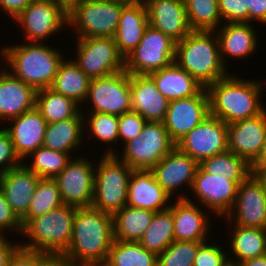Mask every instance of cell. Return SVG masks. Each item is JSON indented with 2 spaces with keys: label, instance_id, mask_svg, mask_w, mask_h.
<instances>
[{
  "label": "cell",
  "instance_id": "cell-1",
  "mask_svg": "<svg viewBox=\"0 0 266 266\" xmlns=\"http://www.w3.org/2000/svg\"><path fill=\"white\" fill-rule=\"evenodd\" d=\"M265 84L263 79H247L230 72L206 87L209 115L228 125L261 114L266 109L262 99Z\"/></svg>",
  "mask_w": 266,
  "mask_h": 266
},
{
  "label": "cell",
  "instance_id": "cell-2",
  "mask_svg": "<svg viewBox=\"0 0 266 266\" xmlns=\"http://www.w3.org/2000/svg\"><path fill=\"white\" fill-rule=\"evenodd\" d=\"M113 241L112 214L76 207L72 238L62 257L73 266H102Z\"/></svg>",
  "mask_w": 266,
  "mask_h": 266
},
{
  "label": "cell",
  "instance_id": "cell-3",
  "mask_svg": "<svg viewBox=\"0 0 266 266\" xmlns=\"http://www.w3.org/2000/svg\"><path fill=\"white\" fill-rule=\"evenodd\" d=\"M20 42L2 45V65L15 78L36 90L50 88L60 64L67 56L56 45ZM10 45V46H9ZM65 54V55H64ZM7 66H6V65Z\"/></svg>",
  "mask_w": 266,
  "mask_h": 266
},
{
  "label": "cell",
  "instance_id": "cell-4",
  "mask_svg": "<svg viewBox=\"0 0 266 266\" xmlns=\"http://www.w3.org/2000/svg\"><path fill=\"white\" fill-rule=\"evenodd\" d=\"M175 62L205 88L230 73L221 60L215 31H191L176 43Z\"/></svg>",
  "mask_w": 266,
  "mask_h": 266
},
{
  "label": "cell",
  "instance_id": "cell-5",
  "mask_svg": "<svg viewBox=\"0 0 266 266\" xmlns=\"http://www.w3.org/2000/svg\"><path fill=\"white\" fill-rule=\"evenodd\" d=\"M75 215L76 207L63 204L48 213L30 219L22 227L20 246L48 256H62L72 238Z\"/></svg>",
  "mask_w": 266,
  "mask_h": 266
},
{
  "label": "cell",
  "instance_id": "cell-6",
  "mask_svg": "<svg viewBox=\"0 0 266 266\" xmlns=\"http://www.w3.org/2000/svg\"><path fill=\"white\" fill-rule=\"evenodd\" d=\"M99 156L91 207L113 215L127 205L128 182L133 169L116 155Z\"/></svg>",
  "mask_w": 266,
  "mask_h": 266
},
{
  "label": "cell",
  "instance_id": "cell-7",
  "mask_svg": "<svg viewBox=\"0 0 266 266\" xmlns=\"http://www.w3.org/2000/svg\"><path fill=\"white\" fill-rule=\"evenodd\" d=\"M124 6L123 3L100 0L75 3L68 10V30L74 35L72 39L114 37Z\"/></svg>",
  "mask_w": 266,
  "mask_h": 266
},
{
  "label": "cell",
  "instance_id": "cell-8",
  "mask_svg": "<svg viewBox=\"0 0 266 266\" xmlns=\"http://www.w3.org/2000/svg\"><path fill=\"white\" fill-rule=\"evenodd\" d=\"M176 147L163 122H147L140 134L115 154L133 170H151ZM122 150V151H121Z\"/></svg>",
  "mask_w": 266,
  "mask_h": 266
},
{
  "label": "cell",
  "instance_id": "cell-9",
  "mask_svg": "<svg viewBox=\"0 0 266 266\" xmlns=\"http://www.w3.org/2000/svg\"><path fill=\"white\" fill-rule=\"evenodd\" d=\"M13 22L23 31L24 42L47 43L69 27L68 10L54 0H33Z\"/></svg>",
  "mask_w": 266,
  "mask_h": 266
},
{
  "label": "cell",
  "instance_id": "cell-10",
  "mask_svg": "<svg viewBox=\"0 0 266 266\" xmlns=\"http://www.w3.org/2000/svg\"><path fill=\"white\" fill-rule=\"evenodd\" d=\"M176 42L148 25L137 47L124 58V70L134 75H149L175 61Z\"/></svg>",
  "mask_w": 266,
  "mask_h": 266
},
{
  "label": "cell",
  "instance_id": "cell-11",
  "mask_svg": "<svg viewBox=\"0 0 266 266\" xmlns=\"http://www.w3.org/2000/svg\"><path fill=\"white\" fill-rule=\"evenodd\" d=\"M76 49L70 58L90 78L108 76L124 70V57L113 37L74 38Z\"/></svg>",
  "mask_w": 266,
  "mask_h": 266
},
{
  "label": "cell",
  "instance_id": "cell-12",
  "mask_svg": "<svg viewBox=\"0 0 266 266\" xmlns=\"http://www.w3.org/2000/svg\"><path fill=\"white\" fill-rule=\"evenodd\" d=\"M82 107L81 109H87L86 112L107 113L116 116L131 111L130 74L123 70L91 79L88 96Z\"/></svg>",
  "mask_w": 266,
  "mask_h": 266
},
{
  "label": "cell",
  "instance_id": "cell-13",
  "mask_svg": "<svg viewBox=\"0 0 266 266\" xmlns=\"http://www.w3.org/2000/svg\"><path fill=\"white\" fill-rule=\"evenodd\" d=\"M242 182L228 180V177L212 176L198 167L190 195L186 199L190 202L195 200L193 203L207 209L214 218L222 222V218L231 211Z\"/></svg>",
  "mask_w": 266,
  "mask_h": 266
},
{
  "label": "cell",
  "instance_id": "cell-14",
  "mask_svg": "<svg viewBox=\"0 0 266 266\" xmlns=\"http://www.w3.org/2000/svg\"><path fill=\"white\" fill-rule=\"evenodd\" d=\"M83 154L73 157L66 168L54 178L62 202L77 208L91 207L94 195L95 159L93 156L91 161L88 156L90 153Z\"/></svg>",
  "mask_w": 266,
  "mask_h": 266
},
{
  "label": "cell",
  "instance_id": "cell-15",
  "mask_svg": "<svg viewBox=\"0 0 266 266\" xmlns=\"http://www.w3.org/2000/svg\"><path fill=\"white\" fill-rule=\"evenodd\" d=\"M176 147L198 163L228 151L227 124L208 115L199 125L182 137Z\"/></svg>",
  "mask_w": 266,
  "mask_h": 266
},
{
  "label": "cell",
  "instance_id": "cell-16",
  "mask_svg": "<svg viewBox=\"0 0 266 266\" xmlns=\"http://www.w3.org/2000/svg\"><path fill=\"white\" fill-rule=\"evenodd\" d=\"M198 167L196 160L175 147L150 171L167 194L177 200L186 199L189 195Z\"/></svg>",
  "mask_w": 266,
  "mask_h": 266
},
{
  "label": "cell",
  "instance_id": "cell-17",
  "mask_svg": "<svg viewBox=\"0 0 266 266\" xmlns=\"http://www.w3.org/2000/svg\"><path fill=\"white\" fill-rule=\"evenodd\" d=\"M223 221L225 225L266 229V195L252 174L239 185L235 203Z\"/></svg>",
  "mask_w": 266,
  "mask_h": 266
},
{
  "label": "cell",
  "instance_id": "cell-18",
  "mask_svg": "<svg viewBox=\"0 0 266 266\" xmlns=\"http://www.w3.org/2000/svg\"><path fill=\"white\" fill-rule=\"evenodd\" d=\"M169 209L174 221L175 241L206 242L213 239L209 237L215 235L211 233L214 231L213 215L207 209L187 199L173 200Z\"/></svg>",
  "mask_w": 266,
  "mask_h": 266
},
{
  "label": "cell",
  "instance_id": "cell-19",
  "mask_svg": "<svg viewBox=\"0 0 266 266\" xmlns=\"http://www.w3.org/2000/svg\"><path fill=\"white\" fill-rule=\"evenodd\" d=\"M209 115V98L204 88L198 95L169 101L163 124L177 143Z\"/></svg>",
  "mask_w": 266,
  "mask_h": 266
},
{
  "label": "cell",
  "instance_id": "cell-20",
  "mask_svg": "<svg viewBox=\"0 0 266 266\" xmlns=\"http://www.w3.org/2000/svg\"><path fill=\"white\" fill-rule=\"evenodd\" d=\"M254 23H223L215 30L218 39L220 57L223 65L229 69L231 62L248 60L259 50V32ZM259 36V37H258ZM229 58L232 61H228ZM234 58V59H233ZM228 59V60H227ZM230 63L229 65L227 63ZM229 66V67H228Z\"/></svg>",
  "mask_w": 266,
  "mask_h": 266
},
{
  "label": "cell",
  "instance_id": "cell-21",
  "mask_svg": "<svg viewBox=\"0 0 266 266\" xmlns=\"http://www.w3.org/2000/svg\"><path fill=\"white\" fill-rule=\"evenodd\" d=\"M266 137V109L259 115L227 125L228 151L251 165L258 157Z\"/></svg>",
  "mask_w": 266,
  "mask_h": 266
},
{
  "label": "cell",
  "instance_id": "cell-22",
  "mask_svg": "<svg viewBox=\"0 0 266 266\" xmlns=\"http://www.w3.org/2000/svg\"><path fill=\"white\" fill-rule=\"evenodd\" d=\"M46 125V120L36 108L26 111L2 125L9 133L14 151L22 162L43 145Z\"/></svg>",
  "mask_w": 266,
  "mask_h": 266
},
{
  "label": "cell",
  "instance_id": "cell-23",
  "mask_svg": "<svg viewBox=\"0 0 266 266\" xmlns=\"http://www.w3.org/2000/svg\"><path fill=\"white\" fill-rule=\"evenodd\" d=\"M149 25L169 36L176 43L192 29L188 23L185 3L179 0H143Z\"/></svg>",
  "mask_w": 266,
  "mask_h": 266
},
{
  "label": "cell",
  "instance_id": "cell-24",
  "mask_svg": "<svg viewBox=\"0 0 266 266\" xmlns=\"http://www.w3.org/2000/svg\"><path fill=\"white\" fill-rule=\"evenodd\" d=\"M172 201L150 170H133L128 182L127 206L161 212L169 209Z\"/></svg>",
  "mask_w": 266,
  "mask_h": 266
},
{
  "label": "cell",
  "instance_id": "cell-25",
  "mask_svg": "<svg viewBox=\"0 0 266 266\" xmlns=\"http://www.w3.org/2000/svg\"><path fill=\"white\" fill-rule=\"evenodd\" d=\"M39 180L40 177L23 163L0 174V190L20 220L28 213Z\"/></svg>",
  "mask_w": 266,
  "mask_h": 266
},
{
  "label": "cell",
  "instance_id": "cell-26",
  "mask_svg": "<svg viewBox=\"0 0 266 266\" xmlns=\"http://www.w3.org/2000/svg\"><path fill=\"white\" fill-rule=\"evenodd\" d=\"M37 90L0 68V126L35 108Z\"/></svg>",
  "mask_w": 266,
  "mask_h": 266
},
{
  "label": "cell",
  "instance_id": "cell-27",
  "mask_svg": "<svg viewBox=\"0 0 266 266\" xmlns=\"http://www.w3.org/2000/svg\"><path fill=\"white\" fill-rule=\"evenodd\" d=\"M132 111L148 122H163L169 100L157 89L149 75L130 74Z\"/></svg>",
  "mask_w": 266,
  "mask_h": 266
},
{
  "label": "cell",
  "instance_id": "cell-28",
  "mask_svg": "<svg viewBox=\"0 0 266 266\" xmlns=\"http://www.w3.org/2000/svg\"><path fill=\"white\" fill-rule=\"evenodd\" d=\"M148 25V12L144 1L123 7L113 38L124 58L137 47Z\"/></svg>",
  "mask_w": 266,
  "mask_h": 266
},
{
  "label": "cell",
  "instance_id": "cell-29",
  "mask_svg": "<svg viewBox=\"0 0 266 266\" xmlns=\"http://www.w3.org/2000/svg\"><path fill=\"white\" fill-rule=\"evenodd\" d=\"M225 229L229 259L240 263L266 254V229L238 225H225Z\"/></svg>",
  "mask_w": 266,
  "mask_h": 266
},
{
  "label": "cell",
  "instance_id": "cell-30",
  "mask_svg": "<svg viewBox=\"0 0 266 266\" xmlns=\"http://www.w3.org/2000/svg\"><path fill=\"white\" fill-rule=\"evenodd\" d=\"M84 117H72L59 122L47 123L43 147L54 151L77 155L85 145ZM83 144V145H82Z\"/></svg>",
  "mask_w": 266,
  "mask_h": 266
},
{
  "label": "cell",
  "instance_id": "cell-31",
  "mask_svg": "<svg viewBox=\"0 0 266 266\" xmlns=\"http://www.w3.org/2000/svg\"><path fill=\"white\" fill-rule=\"evenodd\" d=\"M149 76L169 101L198 95L205 88L175 61Z\"/></svg>",
  "mask_w": 266,
  "mask_h": 266
},
{
  "label": "cell",
  "instance_id": "cell-32",
  "mask_svg": "<svg viewBox=\"0 0 266 266\" xmlns=\"http://www.w3.org/2000/svg\"><path fill=\"white\" fill-rule=\"evenodd\" d=\"M81 111L84 116L85 141L89 138L87 143H90V139L97 143L100 142L99 148H102L103 145L106 149L102 152L103 155H115L118 152L117 146L119 147V116L107 113L85 112V109H81Z\"/></svg>",
  "mask_w": 266,
  "mask_h": 266
},
{
  "label": "cell",
  "instance_id": "cell-33",
  "mask_svg": "<svg viewBox=\"0 0 266 266\" xmlns=\"http://www.w3.org/2000/svg\"><path fill=\"white\" fill-rule=\"evenodd\" d=\"M91 79L77 66L72 58L67 57L60 64L50 88L70 99L81 107L87 99Z\"/></svg>",
  "mask_w": 266,
  "mask_h": 266
},
{
  "label": "cell",
  "instance_id": "cell-34",
  "mask_svg": "<svg viewBox=\"0 0 266 266\" xmlns=\"http://www.w3.org/2000/svg\"><path fill=\"white\" fill-rule=\"evenodd\" d=\"M154 211L124 206L112 215L115 240L139 242L151 224Z\"/></svg>",
  "mask_w": 266,
  "mask_h": 266
},
{
  "label": "cell",
  "instance_id": "cell-35",
  "mask_svg": "<svg viewBox=\"0 0 266 266\" xmlns=\"http://www.w3.org/2000/svg\"><path fill=\"white\" fill-rule=\"evenodd\" d=\"M35 108L47 123L59 122L72 117H84L81 106L51 88L37 90Z\"/></svg>",
  "mask_w": 266,
  "mask_h": 266
},
{
  "label": "cell",
  "instance_id": "cell-36",
  "mask_svg": "<svg viewBox=\"0 0 266 266\" xmlns=\"http://www.w3.org/2000/svg\"><path fill=\"white\" fill-rule=\"evenodd\" d=\"M102 266H157V255L139 242L113 241Z\"/></svg>",
  "mask_w": 266,
  "mask_h": 266
},
{
  "label": "cell",
  "instance_id": "cell-37",
  "mask_svg": "<svg viewBox=\"0 0 266 266\" xmlns=\"http://www.w3.org/2000/svg\"><path fill=\"white\" fill-rule=\"evenodd\" d=\"M173 241H175V238L172 211L167 209L165 211L155 212L151 224L145 230L139 243L146 250L158 255Z\"/></svg>",
  "mask_w": 266,
  "mask_h": 266
},
{
  "label": "cell",
  "instance_id": "cell-38",
  "mask_svg": "<svg viewBox=\"0 0 266 266\" xmlns=\"http://www.w3.org/2000/svg\"><path fill=\"white\" fill-rule=\"evenodd\" d=\"M199 167L205 173L228 177L231 181H244L251 174V166L243 158L230 151L201 161Z\"/></svg>",
  "mask_w": 266,
  "mask_h": 266
},
{
  "label": "cell",
  "instance_id": "cell-39",
  "mask_svg": "<svg viewBox=\"0 0 266 266\" xmlns=\"http://www.w3.org/2000/svg\"><path fill=\"white\" fill-rule=\"evenodd\" d=\"M73 157L76 156L41 146L26 157L22 163L40 178L54 179L66 168Z\"/></svg>",
  "mask_w": 266,
  "mask_h": 266
},
{
  "label": "cell",
  "instance_id": "cell-40",
  "mask_svg": "<svg viewBox=\"0 0 266 266\" xmlns=\"http://www.w3.org/2000/svg\"><path fill=\"white\" fill-rule=\"evenodd\" d=\"M184 3L192 31H215L223 24L218 0H186Z\"/></svg>",
  "mask_w": 266,
  "mask_h": 266
},
{
  "label": "cell",
  "instance_id": "cell-41",
  "mask_svg": "<svg viewBox=\"0 0 266 266\" xmlns=\"http://www.w3.org/2000/svg\"><path fill=\"white\" fill-rule=\"evenodd\" d=\"M63 204L57 182L54 179L40 178L28 213L21 219L22 227L30 219L48 213Z\"/></svg>",
  "mask_w": 266,
  "mask_h": 266
},
{
  "label": "cell",
  "instance_id": "cell-42",
  "mask_svg": "<svg viewBox=\"0 0 266 266\" xmlns=\"http://www.w3.org/2000/svg\"><path fill=\"white\" fill-rule=\"evenodd\" d=\"M204 242L173 241L157 255V266H193L198 248Z\"/></svg>",
  "mask_w": 266,
  "mask_h": 266
},
{
  "label": "cell",
  "instance_id": "cell-43",
  "mask_svg": "<svg viewBox=\"0 0 266 266\" xmlns=\"http://www.w3.org/2000/svg\"><path fill=\"white\" fill-rule=\"evenodd\" d=\"M211 241V242H209ZM215 240L204 242L197 251L193 266H222L228 259L226 244ZM226 249V250H225Z\"/></svg>",
  "mask_w": 266,
  "mask_h": 266
},
{
  "label": "cell",
  "instance_id": "cell-44",
  "mask_svg": "<svg viewBox=\"0 0 266 266\" xmlns=\"http://www.w3.org/2000/svg\"><path fill=\"white\" fill-rule=\"evenodd\" d=\"M148 121L135 111H128L119 116L118 136L122 147L129 140L137 137Z\"/></svg>",
  "mask_w": 266,
  "mask_h": 266
},
{
  "label": "cell",
  "instance_id": "cell-45",
  "mask_svg": "<svg viewBox=\"0 0 266 266\" xmlns=\"http://www.w3.org/2000/svg\"><path fill=\"white\" fill-rule=\"evenodd\" d=\"M7 232V233H6ZM18 234L21 237L22 224L21 220L12 211L3 192L0 190V236H10ZM16 232V233H15ZM9 234V235H8Z\"/></svg>",
  "mask_w": 266,
  "mask_h": 266
},
{
  "label": "cell",
  "instance_id": "cell-46",
  "mask_svg": "<svg viewBox=\"0 0 266 266\" xmlns=\"http://www.w3.org/2000/svg\"><path fill=\"white\" fill-rule=\"evenodd\" d=\"M22 161L16 155L9 133L0 126V174L16 168Z\"/></svg>",
  "mask_w": 266,
  "mask_h": 266
},
{
  "label": "cell",
  "instance_id": "cell-47",
  "mask_svg": "<svg viewBox=\"0 0 266 266\" xmlns=\"http://www.w3.org/2000/svg\"><path fill=\"white\" fill-rule=\"evenodd\" d=\"M48 255L19 246L11 255L8 266H40Z\"/></svg>",
  "mask_w": 266,
  "mask_h": 266
},
{
  "label": "cell",
  "instance_id": "cell-48",
  "mask_svg": "<svg viewBox=\"0 0 266 266\" xmlns=\"http://www.w3.org/2000/svg\"><path fill=\"white\" fill-rule=\"evenodd\" d=\"M243 23H257L266 26V0H242Z\"/></svg>",
  "mask_w": 266,
  "mask_h": 266
},
{
  "label": "cell",
  "instance_id": "cell-49",
  "mask_svg": "<svg viewBox=\"0 0 266 266\" xmlns=\"http://www.w3.org/2000/svg\"><path fill=\"white\" fill-rule=\"evenodd\" d=\"M218 9L223 23H243L242 0H218Z\"/></svg>",
  "mask_w": 266,
  "mask_h": 266
},
{
  "label": "cell",
  "instance_id": "cell-50",
  "mask_svg": "<svg viewBox=\"0 0 266 266\" xmlns=\"http://www.w3.org/2000/svg\"><path fill=\"white\" fill-rule=\"evenodd\" d=\"M33 0H0V11L8 19H15Z\"/></svg>",
  "mask_w": 266,
  "mask_h": 266
},
{
  "label": "cell",
  "instance_id": "cell-51",
  "mask_svg": "<svg viewBox=\"0 0 266 266\" xmlns=\"http://www.w3.org/2000/svg\"><path fill=\"white\" fill-rule=\"evenodd\" d=\"M19 246V241L9 239V236H0V266H8L11 255Z\"/></svg>",
  "mask_w": 266,
  "mask_h": 266
},
{
  "label": "cell",
  "instance_id": "cell-52",
  "mask_svg": "<svg viewBox=\"0 0 266 266\" xmlns=\"http://www.w3.org/2000/svg\"><path fill=\"white\" fill-rule=\"evenodd\" d=\"M251 174L261 184L266 195V166H251Z\"/></svg>",
  "mask_w": 266,
  "mask_h": 266
},
{
  "label": "cell",
  "instance_id": "cell-53",
  "mask_svg": "<svg viewBox=\"0 0 266 266\" xmlns=\"http://www.w3.org/2000/svg\"><path fill=\"white\" fill-rule=\"evenodd\" d=\"M40 266H73V264L62 256H48Z\"/></svg>",
  "mask_w": 266,
  "mask_h": 266
},
{
  "label": "cell",
  "instance_id": "cell-54",
  "mask_svg": "<svg viewBox=\"0 0 266 266\" xmlns=\"http://www.w3.org/2000/svg\"><path fill=\"white\" fill-rule=\"evenodd\" d=\"M240 266H266V254L239 263Z\"/></svg>",
  "mask_w": 266,
  "mask_h": 266
},
{
  "label": "cell",
  "instance_id": "cell-55",
  "mask_svg": "<svg viewBox=\"0 0 266 266\" xmlns=\"http://www.w3.org/2000/svg\"><path fill=\"white\" fill-rule=\"evenodd\" d=\"M250 166H266V137L259 157Z\"/></svg>",
  "mask_w": 266,
  "mask_h": 266
},
{
  "label": "cell",
  "instance_id": "cell-56",
  "mask_svg": "<svg viewBox=\"0 0 266 266\" xmlns=\"http://www.w3.org/2000/svg\"><path fill=\"white\" fill-rule=\"evenodd\" d=\"M56 2L61 3L67 10H69L75 3L80 0H54Z\"/></svg>",
  "mask_w": 266,
  "mask_h": 266
},
{
  "label": "cell",
  "instance_id": "cell-57",
  "mask_svg": "<svg viewBox=\"0 0 266 266\" xmlns=\"http://www.w3.org/2000/svg\"><path fill=\"white\" fill-rule=\"evenodd\" d=\"M100 1L117 2V3H123L125 5H130V4L141 2L143 0H100Z\"/></svg>",
  "mask_w": 266,
  "mask_h": 266
},
{
  "label": "cell",
  "instance_id": "cell-58",
  "mask_svg": "<svg viewBox=\"0 0 266 266\" xmlns=\"http://www.w3.org/2000/svg\"><path fill=\"white\" fill-rule=\"evenodd\" d=\"M222 266H240L238 262L231 260V259H227L224 264Z\"/></svg>",
  "mask_w": 266,
  "mask_h": 266
},
{
  "label": "cell",
  "instance_id": "cell-59",
  "mask_svg": "<svg viewBox=\"0 0 266 266\" xmlns=\"http://www.w3.org/2000/svg\"><path fill=\"white\" fill-rule=\"evenodd\" d=\"M0 58H1V59H0V60H1V61H0V64H1V62H2V46H1V48H0ZM2 66H3V65L1 64L0 67H2Z\"/></svg>",
  "mask_w": 266,
  "mask_h": 266
}]
</instances>
